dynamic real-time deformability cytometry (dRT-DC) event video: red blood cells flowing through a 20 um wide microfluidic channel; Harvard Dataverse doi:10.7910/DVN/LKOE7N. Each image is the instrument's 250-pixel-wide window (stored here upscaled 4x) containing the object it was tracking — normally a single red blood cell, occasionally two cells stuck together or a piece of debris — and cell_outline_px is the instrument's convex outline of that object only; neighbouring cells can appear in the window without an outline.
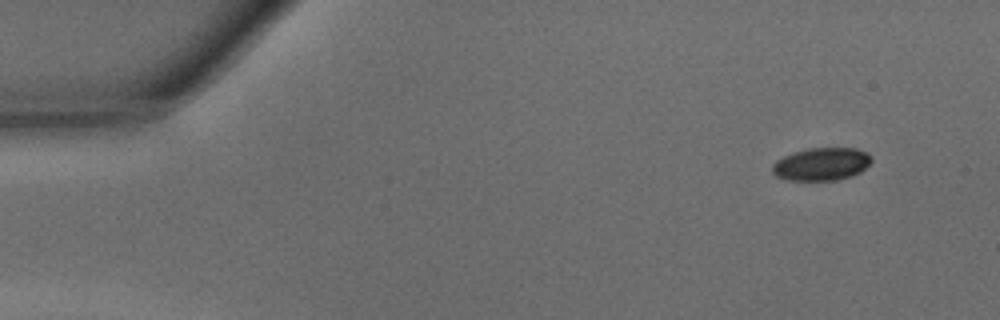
{"species": "common noctule bat (a hibernating species)", "species_latin": "Nyctalus noctula", "temperature_condition": "warm", "stored_images_in_passage": 44, "camera_frame_rate_fps": 3000, "um_per_image_px": 0.085, "animal": {"sex": "male", "body_mass_g": 15.6}, "frame": {"image": 1, "passage_image": 1, "time_ms": 0.0, "image_size_px": [1000, 320], "cell_outline_px": [[872, 160], [860, 172], [852, 176], [836, 180], [784, 180], [776, 176], [772, 172], [772, 164], [776, 160], [784, 156], [808, 148], [856, 148], [868, 152], [872, 156]], "centroid_in_image_um": [69.83, 13.95], "position_along_channel_um": 15.2, "area_um2": 19.02}}
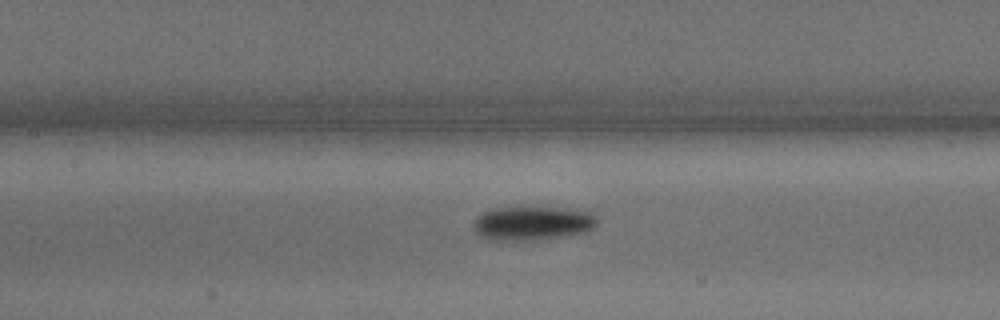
{"frame": {"image": 2, "passage_image": 19, "time_ms": 6.0, "image_size_px": [1000, 320], "cell_outline_px": [[596, 224], [588, 232], [568, 236], [536, 240], [488, 240], [480, 236], [476, 232], [472, 224], [476, 216], [492, 208], [592, 208], [596, 212]], "centroid_in_image_um": [45.35, 18.97], "position_along_channel_um": 162.1, "area_um2": 25.14}}
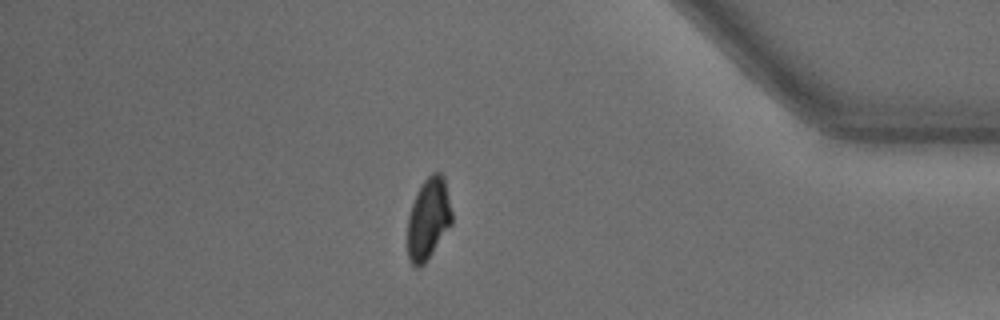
{"frame": {"image": 3, "passage_image": 38, "time_ms": 12.333, "image_size_px": [1000, 320], "cell_outline_px": [[452, 224], [424, 264], [420, 268], [416, 268], [412, 264], [408, 256], [408, 216], [416, 192], [424, 180], [432, 172], [440, 172], [444, 176], [452, 212]], "centroid_in_image_um": [36.42, 18.58], "position_along_channel_um": 398.8, "area_um2": 21.1}, "authors_computed_cell_mechanics": {"area_um2": 21.8195, "velocity_mm_per_s": 4.2757, "shape_relaxation_time_tau1_ms": 2.1944, "shape_relaxation_time_tau2_ms": 3.4883, "deformation_change_tau1": 0.1175, "deformation_change_tau2": 0.0941}}